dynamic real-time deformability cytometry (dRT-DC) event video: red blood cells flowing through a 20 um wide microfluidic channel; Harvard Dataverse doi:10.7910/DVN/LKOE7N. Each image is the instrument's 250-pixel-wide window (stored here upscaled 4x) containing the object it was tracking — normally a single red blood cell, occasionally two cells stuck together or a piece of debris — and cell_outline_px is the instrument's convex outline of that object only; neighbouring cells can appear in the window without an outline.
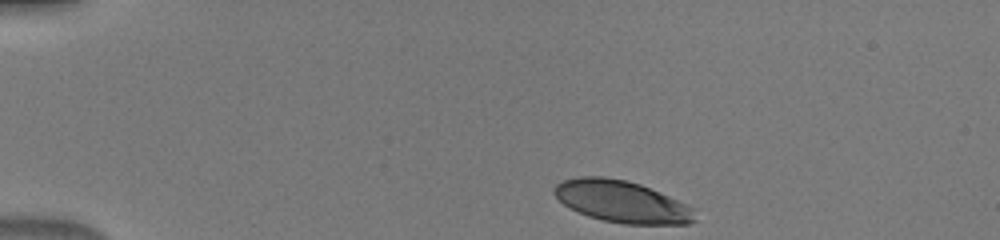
{"species": "human", "species_latin": "Homo sapiens", "temperature_condition": "warm", "stored_images_in_passage": 41, "camera_frame_rate_fps": 3000, "um_per_image_px": 0.085, "donor": {"sex": "male"}, "frame": {"image": 1, "passage_image": 1, "time_ms": 0.0, "image_size_px": [1000, 240], "cell_outline_px": [[696, 220], [688, 224], [624, 224], [604, 220], [588, 216], [564, 204], [552, 192], [552, 188], [556, 184], [564, 180], [580, 176], [604, 176], [624, 180], [640, 184], [660, 192], [692, 208]], "centroid_in_image_um": [52.83, 17.13], "position_along_channel_um": 32.2, "area_um2": 33.93}}
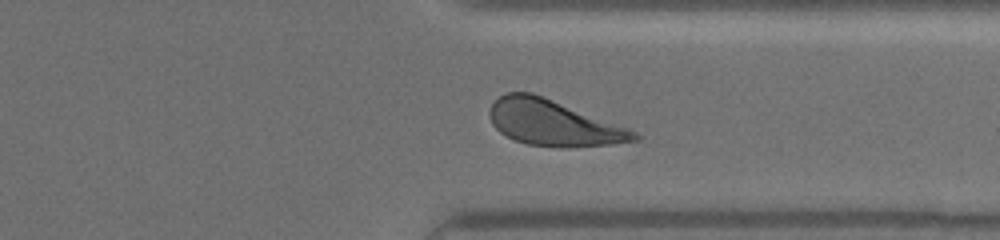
{"frame": {"image": 2, "passage_image": 31, "time_ms": 10.0, "image_size_px": [1000, 240], "cell_outline_px": [[640, 140], [612, 144], [528, 144], [516, 140], [500, 132], [492, 124], [488, 112], [492, 104], [500, 96], [508, 92], [532, 92], [544, 96], [628, 128], [636, 132], [640, 136]], "centroid_in_image_um": [47.0, 10.38], "position_along_channel_um": 364.4, "area_um2": 37.17}}
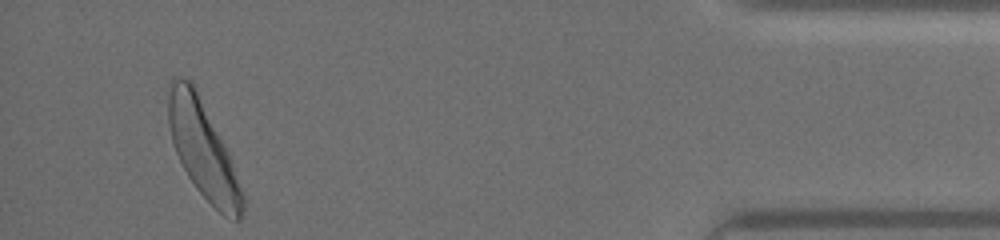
{"frame": {"image": 3, "passage_image": 39, "time_ms": 12.667, "image_size_px": [1000, 240], "cell_outline_px": [[244, 208], [240, 220], [236, 220], [224, 216], [196, 188], [188, 176], [176, 152], [172, 140], [168, 124], [168, 96], [172, 80], [192, 80], [228, 152], [244, 196]], "centroid_in_image_um": [17.26, 12.75], "position_along_channel_um": 417.9, "area_um2": 40.69}}